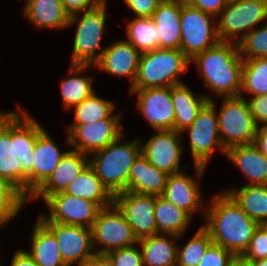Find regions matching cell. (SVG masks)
Instances as JSON below:
<instances>
[{
	"label": "cell",
	"instance_id": "1",
	"mask_svg": "<svg viewBox=\"0 0 267 266\" xmlns=\"http://www.w3.org/2000/svg\"><path fill=\"white\" fill-rule=\"evenodd\" d=\"M203 215L207 221L203 227L213 243L231 251L236 257L245 252L260 225L225 191L213 197Z\"/></svg>",
	"mask_w": 267,
	"mask_h": 266
},
{
	"label": "cell",
	"instance_id": "2",
	"mask_svg": "<svg viewBox=\"0 0 267 266\" xmlns=\"http://www.w3.org/2000/svg\"><path fill=\"white\" fill-rule=\"evenodd\" d=\"M194 62L205 84L216 96H240L243 59L235 42L220 41L215 46L195 55Z\"/></svg>",
	"mask_w": 267,
	"mask_h": 266
},
{
	"label": "cell",
	"instance_id": "3",
	"mask_svg": "<svg viewBox=\"0 0 267 266\" xmlns=\"http://www.w3.org/2000/svg\"><path fill=\"white\" fill-rule=\"evenodd\" d=\"M123 137L92 153L94 156L89 160V166L113 196L129 191L130 169L141 153V140L122 144Z\"/></svg>",
	"mask_w": 267,
	"mask_h": 266
},
{
	"label": "cell",
	"instance_id": "4",
	"mask_svg": "<svg viewBox=\"0 0 267 266\" xmlns=\"http://www.w3.org/2000/svg\"><path fill=\"white\" fill-rule=\"evenodd\" d=\"M190 59L178 49H162L141 54L136 80L129 89L172 87L182 84Z\"/></svg>",
	"mask_w": 267,
	"mask_h": 266
},
{
	"label": "cell",
	"instance_id": "5",
	"mask_svg": "<svg viewBox=\"0 0 267 266\" xmlns=\"http://www.w3.org/2000/svg\"><path fill=\"white\" fill-rule=\"evenodd\" d=\"M106 0H103L96 7L85 10L70 16L68 27L79 19L74 37L73 55L71 64L94 66L102 55V50L98 53L103 38L106 23ZM79 15V16H78Z\"/></svg>",
	"mask_w": 267,
	"mask_h": 266
},
{
	"label": "cell",
	"instance_id": "6",
	"mask_svg": "<svg viewBox=\"0 0 267 266\" xmlns=\"http://www.w3.org/2000/svg\"><path fill=\"white\" fill-rule=\"evenodd\" d=\"M222 100L218 124L224 148L227 150L237 145L253 144L258 125L243 94L223 97Z\"/></svg>",
	"mask_w": 267,
	"mask_h": 266
},
{
	"label": "cell",
	"instance_id": "7",
	"mask_svg": "<svg viewBox=\"0 0 267 266\" xmlns=\"http://www.w3.org/2000/svg\"><path fill=\"white\" fill-rule=\"evenodd\" d=\"M217 26L220 41L237 43L262 21H267V0H234L227 2L219 14ZM242 31V35L237 36ZM233 38V39H232Z\"/></svg>",
	"mask_w": 267,
	"mask_h": 266
},
{
	"label": "cell",
	"instance_id": "8",
	"mask_svg": "<svg viewBox=\"0 0 267 266\" xmlns=\"http://www.w3.org/2000/svg\"><path fill=\"white\" fill-rule=\"evenodd\" d=\"M214 16L200 9L182 5L180 15L181 51L191 60L220 42L217 26H212Z\"/></svg>",
	"mask_w": 267,
	"mask_h": 266
},
{
	"label": "cell",
	"instance_id": "9",
	"mask_svg": "<svg viewBox=\"0 0 267 266\" xmlns=\"http://www.w3.org/2000/svg\"><path fill=\"white\" fill-rule=\"evenodd\" d=\"M216 104L213 99L207 101L199 110L195 121L184 130H189L190 150L194 165L206 167L211 160L214 147L226 154L219 133ZM217 147H216V146Z\"/></svg>",
	"mask_w": 267,
	"mask_h": 266
},
{
	"label": "cell",
	"instance_id": "10",
	"mask_svg": "<svg viewBox=\"0 0 267 266\" xmlns=\"http://www.w3.org/2000/svg\"><path fill=\"white\" fill-rule=\"evenodd\" d=\"M91 230L94 248L99 244L104 247L95 250L96 254H107L138 243L131 226L114 203L99 211Z\"/></svg>",
	"mask_w": 267,
	"mask_h": 266
},
{
	"label": "cell",
	"instance_id": "11",
	"mask_svg": "<svg viewBox=\"0 0 267 266\" xmlns=\"http://www.w3.org/2000/svg\"><path fill=\"white\" fill-rule=\"evenodd\" d=\"M120 118L121 114L113 113L109 118L97 122L71 124L67 127V146L86 155L105 148L124 135Z\"/></svg>",
	"mask_w": 267,
	"mask_h": 266
},
{
	"label": "cell",
	"instance_id": "12",
	"mask_svg": "<svg viewBox=\"0 0 267 266\" xmlns=\"http://www.w3.org/2000/svg\"><path fill=\"white\" fill-rule=\"evenodd\" d=\"M44 202L49 207V217L41 214L38 217L41 222H58L87 228L92 227L102 209L95 202L64 191L50 195Z\"/></svg>",
	"mask_w": 267,
	"mask_h": 266
},
{
	"label": "cell",
	"instance_id": "13",
	"mask_svg": "<svg viewBox=\"0 0 267 266\" xmlns=\"http://www.w3.org/2000/svg\"><path fill=\"white\" fill-rule=\"evenodd\" d=\"M113 203L123 213L138 240L157 234L156 195L125 191L115 194Z\"/></svg>",
	"mask_w": 267,
	"mask_h": 266
},
{
	"label": "cell",
	"instance_id": "14",
	"mask_svg": "<svg viewBox=\"0 0 267 266\" xmlns=\"http://www.w3.org/2000/svg\"><path fill=\"white\" fill-rule=\"evenodd\" d=\"M56 237L59 251L64 263L71 266H86L96 254L93 251L91 228L75 226L58 222H42Z\"/></svg>",
	"mask_w": 267,
	"mask_h": 266
},
{
	"label": "cell",
	"instance_id": "15",
	"mask_svg": "<svg viewBox=\"0 0 267 266\" xmlns=\"http://www.w3.org/2000/svg\"><path fill=\"white\" fill-rule=\"evenodd\" d=\"M21 111L11 112V141H15V153L22 164V194L27 198V175L33 170L34 146L45 128L25 109Z\"/></svg>",
	"mask_w": 267,
	"mask_h": 266
},
{
	"label": "cell",
	"instance_id": "16",
	"mask_svg": "<svg viewBox=\"0 0 267 266\" xmlns=\"http://www.w3.org/2000/svg\"><path fill=\"white\" fill-rule=\"evenodd\" d=\"M182 138V133L175 130H157L146 143H141V153L152 166L168 175L182 172L180 171V158L184 151L181 145Z\"/></svg>",
	"mask_w": 267,
	"mask_h": 266
},
{
	"label": "cell",
	"instance_id": "17",
	"mask_svg": "<svg viewBox=\"0 0 267 266\" xmlns=\"http://www.w3.org/2000/svg\"><path fill=\"white\" fill-rule=\"evenodd\" d=\"M138 95L137 108L155 130H174L175 111L171 87L129 89Z\"/></svg>",
	"mask_w": 267,
	"mask_h": 266
},
{
	"label": "cell",
	"instance_id": "18",
	"mask_svg": "<svg viewBox=\"0 0 267 266\" xmlns=\"http://www.w3.org/2000/svg\"><path fill=\"white\" fill-rule=\"evenodd\" d=\"M197 177L186 175L183 171L171 174L167 178V183L163 194L161 195L167 201L171 202L176 207L187 212L191 217L193 213L202 207L203 198L199 185L200 178L206 169L201 165H194ZM199 179V180H198Z\"/></svg>",
	"mask_w": 267,
	"mask_h": 266
},
{
	"label": "cell",
	"instance_id": "19",
	"mask_svg": "<svg viewBox=\"0 0 267 266\" xmlns=\"http://www.w3.org/2000/svg\"><path fill=\"white\" fill-rule=\"evenodd\" d=\"M67 152L59 150L46 129L37 136L33 170L27 175V199L51 176Z\"/></svg>",
	"mask_w": 267,
	"mask_h": 266
},
{
	"label": "cell",
	"instance_id": "20",
	"mask_svg": "<svg viewBox=\"0 0 267 266\" xmlns=\"http://www.w3.org/2000/svg\"><path fill=\"white\" fill-rule=\"evenodd\" d=\"M140 57L138 49L126 39L114 41L111 46L102 49V55L93 67L118 77L131 78L132 87L137 77Z\"/></svg>",
	"mask_w": 267,
	"mask_h": 266
},
{
	"label": "cell",
	"instance_id": "21",
	"mask_svg": "<svg viewBox=\"0 0 267 266\" xmlns=\"http://www.w3.org/2000/svg\"><path fill=\"white\" fill-rule=\"evenodd\" d=\"M90 158V155L88 156L79 151L69 150L54 169L51 176L28 200L42 197L43 201H45L50 195L65 191L68 185L87 168Z\"/></svg>",
	"mask_w": 267,
	"mask_h": 266
},
{
	"label": "cell",
	"instance_id": "22",
	"mask_svg": "<svg viewBox=\"0 0 267 266\" xmlns=\"http://www.w3.org/2000/svg\"><path fill=\"white\" fill-rule=\"evenodd\" d=\"M185 0H163L152 15L160 36V48L181 50L180 15Z\"/></svg>",
	"mask_w": 267,
	"mask_h": 266
},
{
	"label": "cell",
	"instance_id": "23",
	"mask_svg": "<svg viewBox=\"0 0 267 266\" xmlns=\"http://www.w3.org/2000/svg\"><path fill=\"white\" fill-rule=\"evenodd\" d=\"M225 156L247 177L245 185H267V157L254 144L233 146Z\"/></svg>",
	"mask_w": 267,
	"mask_h": 266
},
{
	"label": "cell",
	"instance_id": "24",
	"mask_svg": "<svg viewBox=\"0 0 267 266\" xmlns=\"http://www.w3.org/2000/svg\"><path fill=\"white\" fill-rule=\"evenodd\" d=\"M0 177L22 193V164L15 153V141H11V111L0 116Z\"/></svg>",
	"mask_w": 267,
	"mask_h": 266
},
{
	"label": "cell",
	"instance_id": "25",
	"mask_svg": "<svg viewBox=\"0 0 267 266\" xmlns=\"http://www.w3.org/2000/svg\"><path fill=\"white\" fill-rule=\"evenodd\" d=\"M168 174L152 166L140 153L129 173V191L160 196L163 194Z\"/></svg>",
	"mask_w": 267,
	"mask_h": 266
},
{
	"label": "cell",
	"instance_id": "26",
	"mask_svg": "<svg viewBox=\"0 0 267 266\" xmlns=\"http://www.w3.org/2000/svg\"><path fill=\"white\" fill-rule=\"evenodd\" d=\"M171 98L175 111L174 130L180 133L195 121L199 110L212 99L207 94L196 96L184 83L171 87Z\"/></svg>",
	"mask_w": 267,
	"mask_h": 266
},
{
	"label": "cell",
	"instance_id": "27",
	"mask_svg": "<svg viewBox=\"0 0 267 266\" xmlns=\"http://www.w3.org/2000/svg\"><path fill=\"white\" fill-rule=\"evenodd\" d=\"M23 11L27 20L37 28L68 27L70 16L60 0H28Z\"/></svg>",
	"mask_w": 267,
	"mask_h": 266
},
{
	"label": "cell",
	"instance_id": "28",
	"mask_svg": "<svg viewBox=\"0 0 267 266\" xmlns=\"http://www.w3.org/2000/svg\"><path fill=\"white\" fill-rule=\"evenodd\" d=\"M178 238L181 236L158 233L138 240L142 247L143 266H177L178 246L172 239Z\"/></svg>",
	"mask_w": 267,
	"mask_h": 266
},
{
	"label": "cell",
	"instance_id": "29",
	"mask_svg": "<svg viewBox=\"0 0 267 266\" xmlns=\"http://www.w3.org/2000/svg\"><path fill=\"white\" fill-rule=\"evenodd\" d=\"M31 236V251L26 252L38 266H67L56 237L38 218Z\"/></svg>",
	"mask_w": 267,
	"mask_h": 266
},
{
	"label": "cell",
	"instance_id": "30",
	"mask_svg": "<svg viewBox=\"0 0 267 266\" xmlns=\"http://www.w3.org/2000/svg\"><path fill=\"white\" fill-rule=\"evenodd\" d=\"M64 192L95 202L101 208L111 206L114 200V196L102 184L95 171L89 165L68 185Z\"/></svg>",
	"mask_w": 267,
	"mask_h": 266
},
{
	"label": "cell",
	"instance_id": "31",
	"mask_svg": "<svg viewBox=\"0 0 267 266\" xmlns=\"http://www.w3.org/2000/svg\"><path fill=\"white\" fill-rule=\"evenodd\" d=\"M225 192L251 219L260 225L267 223V185H244Z\"/></svg>",
	"mask_w": 267,
	"mask_h": 266
},
{
	"label": "cell",
	"instance_id": "32",
	"mask_svg": "<svg viewBox=\"0 0 267 266\" xmlns=\"http://www.w3.org/2000/svg\"><path fill=\"white\" fill-rule=\"evenodd\" d=\"M154 215L157 234L163 233L182 236L191 219V216L187 212L176 207L161 195L156 196Z\"/></svg>",
	"mask_w": 267,
	"mask_h": 266
},
{
	"label": "cell",
	"instance_id": "33",
	"mask_svg": "<svg viewBox=\"0 0 267 266\" xmlns=\"http://www.w3.org/2000/svg\"><path fill=\"white\" fill-rule=\"evenodd\" d=\"M69 73L77 76H70L61 81V96L64 107L67 109L80 104L95 91L92 88V79L88 76H78V73L91 68L92 65L70 64Z\"/></svg>",
	"mask_w": 267,
	"mask_h": 266
},
{
	"label": "cell",
	"instance_id": "34",
	"mask_svg": "<svg viewBox=\"0 0 267 266\" xmlns=\"http://www.w3.org/2000/svg\"><path fill=\"white\" fill-rule=\"evenodd\" d=\"M126 39L142 54L160 48V36L151 17H135L127 24Z\"/></svg>",
	"mask_w": 267,
	"mask_h": 266
},
{
	"label": "cell",
	"instance_id": "35",
	"mask_svg": "<svg viewBox=\"0 0 267 266\" xmlns=\"http://www.w3.org/2000/svg\"><path fill=\"white\" fill-rule=\"evenodd\" d=\"M242 91L252 97L267 93V57L243 60Z\"/></svg>",
	"mask_w": 267,
	"mask_h": 266
},
{
	"label": "cell",
	"instance_id": "36",
	"mask_svg": "<svg viewBox=\"0 0 267 266\" xmlns=\"http://www.w3.org/2000/svg\"><path fill=\"white\" fill-rule=\"evenodd\" d=\"M114 106L112 101L98 97L94 92L80 104L72 107L75 109L73 124H88L107 119L113 114Z\"/></svg>",
	"mask_w": 267,
	"mask_h": 266
},
{
	"label": "cell",
	"instance_id": "37",
	"mask_svg": "<svg viewBox=\"0 0 267 266\" xmlns=\"http://www.w3.org/2000/svg\"><path fill=\"white\" fill-rule=\"evenodd\" d=\"M212 243L209 232L201 226L184 247H177V266H198Z\"/></svg>",
	"mask_w": 267,
	"mask_h": 266
},
{
	"label": "cell",
	"instance_id": "38",
	"mask_svg": "<svg viewBox=\"0 0 267 266\" xmlns=\"http://www.w3.org/2000/svg\"><path fill=\"white\" fill-rule=\"evenodd\" d=\"M28 199L7 179L0 177V220L15 217Z\"/></svg>",
	"mask_w": 267,
	"mask_h": 266
},
{
	"label": "cell",
	"instance_id": "39",
	"mask_svg": "<svg viewBox=\"0 0 267 266\" xmlns=\"http://www.w3.org/2000/svg\"><path fill=\"white\" fill-rule=\"evenodd\" d=\"M237 45L243 60L267 57V22L247 33Z\"/></svg>",
	"mask_w": 267,
	"mask_h": 266
},
{
	"label": "cell",
	"instance_id": "40",
	"mask_svg": "<svg viewBox=\"0 0 267 266\" xmlns=\"http://www.w3.org/2000/svg\"><path fill=\"white\" fill-rule=\"evenodd\" d=\"M240 257L245 261L267 258V227L264 224L258 226L248 248Z\"/></svg>",
	"mask_w": 267,
	"mask_h": 266
},
{
	"label": "cell",
	"instance_id": "41",
	"mask_svg": "<svg viewBox=\"0 0 267 266\" xmlns=\"http://www.w3.org/2000/svg\"><path fill=\"white\" fill-rule=\"evenodd\" d=\"M106 255L114 266H143L141 249L134 245L113 250Z\"/></svg>",
	"mask_w": 267,
	"mask_h": 266
},
{
	"label": "cell",
	"instance_id": "42",
	"mask_svg": "<svg viewBox=\"0 0 267 266\" xmlns=\"http://www.w3.org/2000/svg\"><path fill=\"white\" fill-rule=\"evenodd\" d=\"M235 257L231 251L212 243L205 251L198 266H229Z\"/></svg>",
	"mask_w": 267,
	"mask_h": 266
},
{
	"label": "cell",
	"instance_id": "43",
	"mask_svg": "<svg viewBox=\"0 0 267 266\" xmlns=\"http://www.w3.org/2000/svg\"><path fill=\"white\" fill-rule=\"evenodd\" d=\"M163 0H124L136 17H152Z\"/></svg>",
	"mask_w": 267,
	"mask_h": 266
},
{
	"label": "cell",
	"instance_id": "44",
	"mask_svg": "<svg viewBox=\"0 0 267 266\" xmlns=\"http://www.w3.org/2000/svg\"><path fill=\"white\" fill-rule=\"evenodd\" d=\"M250 112L253 115L257 125H267V93L264 95L254 96L247 100ZM261 123V124H260Z\"/></svg>",
	"mask_w": 267,
	"mask_h": 266
},
{
	"label": "cell",
	"instance_id": "45",
	"mask_svg": "<svg viewBox=\"0 0 267 266\" xmlns=\"http://www.w3.org/2000/svg\"><path fill=\"white\" fill-rule=\"evenodd\" d=\"M185 2L197 9L202 10L214 17L219 16L221 11L225 8L227 0H185Z\"/></svg>",
	"mask_w": 267,
	"mask_h": 266
},
{
	"label": "cell",
	"instance_id": "46",
	"mask_svg": "<svg viewBox=\"0 0 267 266\" xmlns=\"http://www.w3.org/2000/svg\"><path fill=\"white\" fill-rule=\"evenodd\" d=\"M69 16L96 7L103 0H60Z\"/></svg>",
	"mask_w": 267,
	"mask_h": 266
},
{
	"label": "cell",
	"instance_id": "47",
	"mask_svg": "<svg viewBox=\"0 0 267 266\" xmlns=\"http://www.w3.org/2000/svg\"><path fill=\"white\" fill-rule=\"evenodd\" d=\"M10 266H38L26 250L20 249L12 257Z\"/></svg>",
	"mask_w": 267,
	"mask_h": 266
},
{
	"label": "cell",
	"instance_id": "48",
	"mask_svg": "<svg viewBox=\"0 0 267 266\" xmlns=\"http://www.w3.org/2000/svg\"><path fill=\"white\" fill-rule=\"evenodd\" d=\"M253 144L267 157V125L258 126Z\"/></svg>",
	"mask_w": 267,
	"mask_h": 266
},
{
	"label": "cell",
	"instance_id": "49",
	"mask_svg": "<svg viewBox=\"0 0 267 266\" xmlns=\"http://www.w3.org/2000/svg\"><path fill=\"white\" fill-rule=\"evenodd\" d=\"M86 266H114L106 254H95Z\"/></svg>",
	"mask_w": 267,
	"mask_h": 266
},
{
	"label": "cell",
	"instance_id": "50",
	"mask_svg": "<svg viewBox=\"0 0 267 266\" xmlns=\"http://www.w3.org/2000/svg\"><path fill=\"white\" fill-rule=\"evenodd\" d=\"M229 266H253L251 262L245 261L241 257H235Z\"/></svg>",
	"mask_w": 267,
	"mask_h": 266
},
{
	"label": "cell",
	"instance_id": "51",
	"mask_svg": "<svg viewBox=\"0 0 267 266\" xmlns=\"http://www.w3.org/2000/svg\"><path fill=\"white\" fill-rule=\"evenodd\" d=\"M251 262L253 266H267V258L266 259H259L256 261H248Z\"/></svg>",
	"mask_w": 267,
	"mask_h": 266
},
{
	"label": "cell",
	"instance_id": "52",
	"mask_svg": "<svg viewBox=\"0 0 267 266\" xmlns=\"http://www.w3.org/2000/svg\"><path fill=\"white\" fill-rule=\"evenodd\" d=\"M3 224L5 225V224H7V222H4V221L0 220V228L5 227ZM0 266H2V265L0 264Z\"/></svg>",
	"mask_w": 267,
	"mask_h": 266
}]
</instances>
